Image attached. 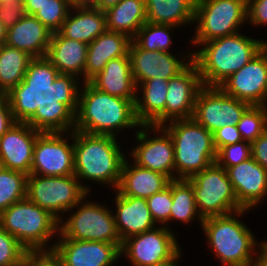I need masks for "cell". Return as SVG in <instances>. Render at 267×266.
I'll list each match as a JSON object with an SVG mask.
<instances>
[{"instance_id":"6da1fadb","label":"cell","mask_w":267,"mask_h":266,"mask_svg":"<svg viewBox=\"0 0 267 266\" xmlns=\"http://www.w3.org/2000/svg\"><path fill=\"white\" fill-rule=\"evenodd\" d=\"M81 83L68 88L54 102L58 116L71 129L115 137L126 129H139L133 101L99 91L89 82Z\"/></svg>"},{"instance_id":"7a4b0ae2","label":"cell","mask_w":267,"mask_h":266,"mask_svg":"<svg viewBox=\"0 0 267 266\" xmlns=\"http://www.w3.org/2000/svg\"><path fill=\"white\" fill-rule=\"evenodd\" d=\"M119 144L113 135H92L73 130L74 175L88 194L91 191L88 181L117 189L126 159Z\"/></svg>"},{"instance_id":"3957f363","label":"cell","mask_w":267,"mask_h":266,"mask_svg":"<svg viewBox=\"0 0 267 266\" xmlns=\"http://www.w3.org/2000/svg\"><path fill=\"white\" fill-rule=\"evenodd\" d=\"M267 46V40L237 34L204 42L191 50L203 86L218 87Z\"/></svg>"},{"instance_id":"277c9868","label":"cell","mask_w":267,"mask_h":266,"mask_svg":"<svg viewBox=\"0 0 267 266\" xmlns=\"http://www.w3.org/2000/svg\"><path fill=\"white\" fill-rule=\"evenodd\" d=\"M248 211L241 209L203 219L201 229L206 246L222 266H255L260 241L240 219Z\"/></svg>"},{"instance_id":"5b68a950","label":"cell","mask_w":267,"mask_h":266,"mask_svg":"<svg viewBox=\"0 0 267 266\" xmlns=\"http://www.w3.org/2000/svg\"><path fill=\"white\" fill-rule=\"evenodd\" d=\"M88 44L52 33L48 51L40 64L44 91L55 101L71 86L85 82Z\"/></svg>"},{"instance_id":"8992f818","label":"cell","mask_w":267,"mask_h":266,"mask_svg":"<svg viewBox=\"0 0 267 266\" xmlns=\"http://www.w3.org/2000/svg\"><path fill=\"white\" fill-rule=\"evenodd\" d=\"M162 127L173 140L175 179H189L215 163L213 134L193 118L172 120Z\"/></svg>"},{"instance_id":"52a82bcc","label":"cell","mask_w":267,"mask_h":266,"mask_svg":"<svg viewBox=\"0 0 267 266\" xmlns=\"http://www.w3.org/2000/svg\"><path fill=\"white\" fill-rule=\"evenodd\" d=\"M0 93L19 98L31 108L55 102L44 91L40 64L27 52L6 44L0 46Z\"/></svg>"},{"instance_id":"ba28073f","label":"cell","mask_w":267,"mask_h":266,"mask_svg":"<svg viewBox=\"0 0 267 266\" xmlns=\"http://www.w3.org/2000/svg\"><path fill=\"white\" fill-rule=\"evenodd\" d=\"M58 116L55 103L31 108L0 137L3 167L30 174L37 136Z\"/></svg>"},{"instance_id":"9c48e42d","label":"cell","mask_w":267,"mask_h":266,"mask_svg":"<svg viewBox=\"0 0 267 266\" xmlns=\"http://www.w3.org/2000/svg\"><path fill=\"white\" fill-rule=\"evenodd\" d=\"M0 228L27 250L53 249L57 240L53 238L59 234V221L26 197L0 213Z\"/></svg>"},{"instance_id":"30bf717a","label":"cell","mask_w":267,"mask_h":266,"mask_svg":"<svg viewBox=\"0 0 267 266\" xmlns=\"http://www.w3.org/2000/svg\"><path fill=\"white\" fill-rule=\"evenodd\" d=\"M86 194L69 210L66 218L59 221L58 238L115 243L120 249L122 242L116 230L114 214L107 205L88 201ZM86 198V199H85ZM75 210V211H74ZM72 212V213H70Z\"/></svg>"},{"instance_id":"8fae6325","label":"cell","mask_w":267,"mask_h":266,"mask_svg":"<svg viewBox=\"0 0 267 266\" xmlns=\"http://www.w3.org/2000/svg\"><path fill=\"white\" fill-rule=\"evenodd\" d=\"M30 174L74 175L73 129L59 116L37 136Z\"/></svg>"},{"instance_id":"7c38bea8","label":"cell","mask_w":267,"mask_h":266,"mask_svg":"<svg viewBox=\"0 0 267 266\" xmlns=\"http://www.w3.org/2000/svg\"><path fill=\"white\" fill-rule=\"evenodd\" d=\"M247 23V0H196L193 46L240 32ZM243 24V25H242Z\"/></svg>"},{"instance_id":"4fadbf2b","label":"cell","mask_w":267,"mask_h":266,"mask_svg":"<svg viewBox=\"0 0 267 266\" xmlns=\"http://www.w3.org/2000/svg\"><path fill=\"white\" fill-rule=\"evenodd\" d=\"M88 194L75 175L27 176L26 197L48 211L58 221Z\"/></svg>"},{"instance_id":"5bb4252c","label":"cell","mask_w":267,"mask_h":266,"mask_svg":"<svg viewBox=\"0 0 267 266\" xmlns=\"http://www.w3.org/2000/svg\"><path fill=\"white\" fill-rule=\"evenodd\" d=\"M189 180L201 217L226 215L243 209L224 168L216 163L194 174Z\"/></svg>"},{"instance_id":"9a60e30c","label":"cell","mask_w":267,"mask_h":266,"mask_svg":"<svg viewBox=\"0 0 267 266\" xmlns=\"http://www.w3.org/2000/svg\"><path fill=\"white\" fill-rule=\"evenodd\" d=\"M133 135L137 145L130 149L131 160L170 180L175 179L174 144L169 133L162 126L141 125Z\"/></svg>"},{"instance_id":"2e32d148","label":"cell","mask_w":267,"mask_h":266,"mask_svg":"<svg viewBox=\"0 0 267 266\" xmlns=\"http://www.w3.org/2000/svg\"><path fill=\"white\" fill-rule=\"evenodd\" d=\"M156 226L122 242L121 258L131 266H149L171 260L180 250L176 231Z\"/></svg>"},{"instance_id":"e0dca14e","label":"cell","mask_w":267,"mask_h":266,"mask_svg":"<svg viewBox=\"0 0 267 266\" xmlns=\"http://www.w3.org/2000/svg\"><path fill=\"white\" fill-rule=\"evenodd\" d=\"M250 106L219 87L203 86L197 94L192 118L213 134L225 125H236Z\"/></svg>"},{"instance_id":"ac0fdd59","label":"cell","mask_w":267,"mask_h":266,"mask_svg":"<svg viewBox=\"0 0 267 266\" xmlns=\"http://www.w3.org/2000/svg\"><path fill=\"white\" fill-rule=\"evenodd\" d=\"M218 87L250 105L267 106V46Z\"/></svg>"},{"instance_id":"d6986e66","label":"cell","mask_w":267,"mask_h":266,"mask_svg":"<svg viewBox=\"0 0 267 266\" xmlns=\"http://www.w3.org/2000/svg\"><path fill=\"white\" fill-rule=\"evenodd\" d=\"M179 55L178 58L173 51L143 50L132 41L129 47V57L135 85L142 84L151 78L169 80L178 75L192 62V51Z\"/></svg>"},{"instance_id":"ffe728a7","label":"cell","mask_w":267,"mask_h":266,"mask_svg":"<svg viewBox=\"0 0 267 266\" xmlns=\"http://www.w3.org/2000/svg\"><path fill=\"white\" fill-rule=\"evenodd\" d=\"M54 249L65 266H115L120 248L115 243L57 238Z\"/></svg>"},{"instance_id":"44dd1931","label":"cell","mask_w":267,"mask_h":266,"mask_svg":"<svg viewBox=\"0 0 267 266\" xmlns=\"http://www.w3.org/2000/svg\"><path fill=\"white\" fill-rule=\"evenodd\" d=\"M202 87L198 68L193 61L182 72L169 79L165 123L192 118L196 97Z\"/></svg>"},{"instance_id":"7402d4cb","label":"cell","mask_w":267,"mask_h":266,"mask_svg":"<svg viewBox=\"0 0 267 266\" xmlns=\"http://www.w3.org/2000/svg\"><path fill=\"white\" fill-rule=\"evenodd\" d=\"M239 205L254 210L267 197V170L252 157L226 169Z\"/></svg>"},{"instance_id":"603a6c76","label":"cell","mask_w":267,"mask_h":266,"mask_svg":"<svg viewBox=\"0 0 267 266\" xmlns=\"http://www.w3.org/2000/svg\"><path fill=\"white\" fill-rule=\"evenodd\" d=\"M114 195V221L121 242L158 226L148 208L145 198L123 196L116 190ZM115 212V213H114Z\"/></svg>"},{"instance_id":"cb8c5ba5","label":"cell","mask_w":267,"mask_h":266,"mask_svg":"<svg viewBox=\"0 0 267 266\" xmlns=\"http://www.w3.org/2000/svg\"><path fill=\"white\" fill-rule=\"evenodd\" d=\"M52 32L34 15H25L20 21L7 29L5 44L27 52L39 64L47 54Z\"/></svg>"},{"instance_id":"d4e9b609","label":"cell","mask_w":267,"mask_h":266,"mask_svg":"<svg viewBox=\"0 0 267 266\" xmlns=\"http://www.w3.org/2000/svg\"><path fill=\"white\" fill-rule=\"evenodd\" d=\"M88 82L99 91L136 102L137 87L129 56L108 61L105 68Z\"/></svg>"},{"instance_id":"484cf974","label":"cell","mask_w":267,"mask_h":266,"mask_svg":"<svg viewBox=\"0 0 267 266\" xmlns=\"http://www.w3.org/2000/svg\"><path fill=\"white\" fill-rule=\"evenodd\" d=\"M168 84L169 80L156 77L136 86L135 114L141 125L162 126L165 124Z\"/></svg>"},{"instance_id":"4316f807","label":"cell","mask_w":267,"mask_h":266,"mask_svg":"<svg viewBox=\"0 0 267 266\" xmlns=\"http://www.w3.org/2000/svg\"><path fill=\"white\" fill-rule=\"evenodd\" d=\"M125 159L116 191L123 196L149 198L168 186L170 179L159 172L143 168Z\"/></svg>"},{"instance_id":"83f0119b","label":"cell","mask_w":267,"mask_h":266,"mask_svg":"<svg viewBox=\"0 0 267 266\" xmlns=\"http://www.w3.org/2000/svg\"><path fill=\"white\" fill-rule=\"evenodd\" d=\"M132 39L119 32L106 31L88 44L85 64V82L105 68L108 61L129 56Z\"/></svg>"},{"instance_id":"f1b7e54d","label":"cell","mask_w":267,"mask_h":266,"mask_svg":"<svg viewBox=\"0 0 267 266\" xmlns=\"http://www.w3.org/2000/svg\"><path fill=\"white\" fill-rule=\"evenodd\" d=\"M107 31L105 12L92 6L71 7L58 31L62 36L90 44Z\"/></svg>"},{"instance_id":"f546056e","label":"cell","mask_w":267,"mask_h":266,"mask_svg":"<svg viewBox=\"0 0 267 266\" xmlns=\"http://www.w3.org/2000/svg\"><path fill=\"white\" fill-rule=\"evenodd\" d=\"M196 0H145L147 22L181 27L194 24Z\"/></svg>"},{"instance_id":"4dcf8cb0","label":"cell","mask_w":267,"mask_h":266,"mask_svg":"<svg viewBox=\"0 0 267 266\" xmlns=\"http://www.w3.org/2000/svg\"><path fill=\"white\" fill-rule=\"evenodd\" d=\"M104 12L107 30L123 33L131 39L147 22L145 0H122Z\"/></svg>"},{"instance_id":"1f68e13d","label":"cell","mask_w":267,"mask_h":266,"mask_svg":"<svg viewBox=\"0 0 267 266\" xmlns=\"http://www.w3.org/2000/svg\"><path fill=\"white\" fill-rule=\"evenodd\" d=\"M169 223L179 221L184 225L198 220L202 226L203 218L198 213L192 183L189 179H172V206Z\"/></svg>"},{"instance_id":"d6a6232c","label":"cell","mask_w":267,"mask_h":266,"mask_svg":"<svg viewBox=\"0 0 267 266\" xmlns=\"http://www.w3.org/2000/svg\"><path fill=\"white\" fill-rule=\"evenodd\" d=\"M179 27L169 24L146 22L132 38V41L143 50L171 52L173 39L171 31ZM170 48V49H169Z\"/></svg>"},{"instance_id":"836d02e7","label":"cell","mask_w":267,"mask_h":266,"mask_svg":"<svg viewBox=\"0 0 267 266\" xmlns=\"http://www.w3.org/2000/svg\"><path fill=\"white\" fill-rule=\"evenodd\" d=\"M27 176L4 167L0 171V213L26 198Z\"/></svg>"},{"instance_id":"e575fe53","label":"cell","mask_w":267,"mask_h":266,"mask_svg":"<svg viewBox=\"0 0 267 266\" xmlns=\"http://www.w3.org/2000/svg\"><path fill=\"white\" fill-rule=\"evenodd\" d=\"M236 125L243 141L252 143L267 129V106L251 105Z\"/></svg>"},{"instance_id":"d590c367","label":"cell","mask_w":267,"mask_h":266,"mask_svg":"<svg viewBox=\"0 0 267 266\" xmlns=\"http://www.w3.org/2000/svg\"><path fill=\"white\" fill-rule=\"evenodd\" d=\"M69 0H49L34 14V16L52 33L61 29L63 22L71 9Z\"/></svg>"},{"instance_id":"8d00e7d4","label":"cell","mask_w":267,"mask_h":266,"mask_svg":"<svg viewBox=\"0 0 267 266\" xmlns=\"http://www.w3.org/2000/svg\"><path fill=\"white\" fill-rule=\"evenodd\" d=\"M31 107L19 98L0 94V137L19 121Z\"/></svg>"},{"instance_id":"74e56055","label":"cell","mask_w":267,"mask_h":266,"mask_svg":"<svg viewBox=\"0 0 267 266\" xmlns=\"http://www.w3.org/2000/svg\"><path fill=\"white\" fill-rule=\"evenodd\" d=\"M146 200L155 223L172 230L173 228L169 227L170 208L172 206V180L162 191L155 193Z\"/></svg>"},{"instance_id":"f35d334b","label":"cell","mask_w":267,"mask_h":266,"mask_svg":"<svg viewBox=\"0 0 267 266\" xmlns=\"http://www.w3.org/2000/svg\"><path fill=\"white\" fill-rule=\"evenodd\" d=\"M26 251L14 236L0 228V266H22Z\"/></svg>"},{"instance_id":"ab89813d","label":"cell","mask_w":267,"mask_h":266,"mask_svg":"<svg viewBox=\"0 0 267 266\" xmlns=\"http://www.w3.org/2000/svg\"><path fill=\"white\" fill-rule=\"evenodd\" d=\"M251 157V143L241 141L239 143L221 147L217 151L215 163L226 170L227 168L236 166Z\"/></svg>"},{"instance_id":"60d3db41","label":"cell","mask_w":267,"mask_h":266,"mask_svg":"<svg viewBox=\"0 0 267 266\" xmlns=\"http://www.w3.org/2000/svg\"><path fill=\"white\" fill-rule=\"evenodd\" d=\"M22 266H65L61 256L53 249L27 250Z\"/></svg>"},{"instance_id":"b9f144b4","label":"cell","mask_w":267,"mask_h":266,"mask_svg":"<svg viewBox=\"0 0 267 266\" xmlns=\"http://www.w3.org/2000/svg\"><path fill=\"white\" fill-rule=\"evenodd\" d=\"M26 15L24 3L20 0H4L0 4V21L9 29Z\"/></svg>"},{"instance_id":"7bdbcfd3","label":"cell","mask_w":267,"mask_h":266,"mask_svg":"<svg viewBox=\"0 0 267 266\" xmlns=\"http://www.w3.org/2000/svg\"><path fill=\"white\" fill-rule=\"evenodd\" d=\"M247 22L250 25H267V0H247Z\"/></svg>"},{"instance_id":"ee69618b","label":"cell","mask_w":267,"mask_h":266,"mask_svg":"<svg viewBox=\"0 0 267 266\" xmlns=\"http://www.w3.org/2000/svg\"><path fill=\"white\" fill-rule=\"evenodd\" d=\"M214 145L218 151L221 147L243 141L237 125H225L213 133Z\"/></svg>"},{"instance_id":"f6af8a7d","label":"cell","mask_w":267,"mask_h":266,"mask_svg":"<svg viewBox=\"0 0 267 266\" xmlns=\"http://www.w3.org/2000/svg\"><path fill=\"white\" fill-rule=\"evenodd\" d=\"M251 154L267 170V129L251 143Z\"/></svg>"},{"instance_id":"bcb514c9","label":"cell","mask_w":267,"mask_h":266,"mask_svg":"<svg viewBox=\"0 0 267 266\" xmlns=\"http://www.w3.org/2000/svg\"><path fill=\"white\" fill-rule=\"evenodd\" d=\"M260 241L255 266H267V239L265 241Z\"/></svg>"},{"instance_id":"7dc6e473","label":"cell","mask_w":267,"mask_h":266,"mask_svg":"<svg viewBox=\"0 0 267 266\" xmlns=\"http://www.w3.org/2000/svg\"><path fill=\"white\" fill-rule=\"evenodd\" d=\"M49 0H24V9L27 15H34L41 6Z\"/></svg>"},{"instance_id":"c3c4849f","label":"cell","mask_w":267,"mask_h":266,"mask_svg":"<svg viewBox=\"0 0 267 266\" xmlns=\"http://www.w3.org/2000/svg\"><path fill=\"white\" fill-rule=\"evenodd\" d=\"M122 0H95L94 8L102 10L103 12L107 9L117 5Z\"/></svg>"},{"instance_id":"681fc988","label":"cell","mask_w":267,"mask_h":266,"mask_svg":"<svg viewBox=\"0 0 267 266\" xmlns=\"http://www.w3.org/2000/svg\"><path fill=\"white\" fill-rule=\"evenodd\" d=\"M182 250L183 249H181L171 260H168V261L162 262V263H158V264L149 265V266H179L178 262L182 260L181 256H183Z\"/></svg>"},{"instance_id":"f907efd6","label":"cell","mask_w":267,"mask_h":266,"mask_svg":"<svg viewBox=\"0 0 267 266\" xmlns=\"http://www.w3.org/2000/svg\"><path fill=\"white\" fill-rule=\"evenodd\" d=\"M72 7L94 6L95 0H69Z\"/></svg>"},{"instance_id":"816d5d0a","label":"cell","mask_w":267,"mask_h":266,"mask_svg":"<svg viewBox=\"0 0 267 266\" xmlns=\"http://www.w3.org/2000/svg\"><path fill=\"white\" fill-rule=\"evenodd\" d=\"M6 35H7V28L3 25V23L0 21V46L2 44H5L6 41Z\"/></svg>"},{"instance_id":"f5cc1de1","label":"cell","mask_w":267,"mask_h":266,"mask_svg":"<svg viewBox=\"0 0 267 266\" xmlns=\"http://www.w3.org/2000/svg\"><path fill=\"white\" fill-rule=\"evenodd\" d=\"M3 169L2 161L0 160V171Z\"/></svg>"}]
</instances>
